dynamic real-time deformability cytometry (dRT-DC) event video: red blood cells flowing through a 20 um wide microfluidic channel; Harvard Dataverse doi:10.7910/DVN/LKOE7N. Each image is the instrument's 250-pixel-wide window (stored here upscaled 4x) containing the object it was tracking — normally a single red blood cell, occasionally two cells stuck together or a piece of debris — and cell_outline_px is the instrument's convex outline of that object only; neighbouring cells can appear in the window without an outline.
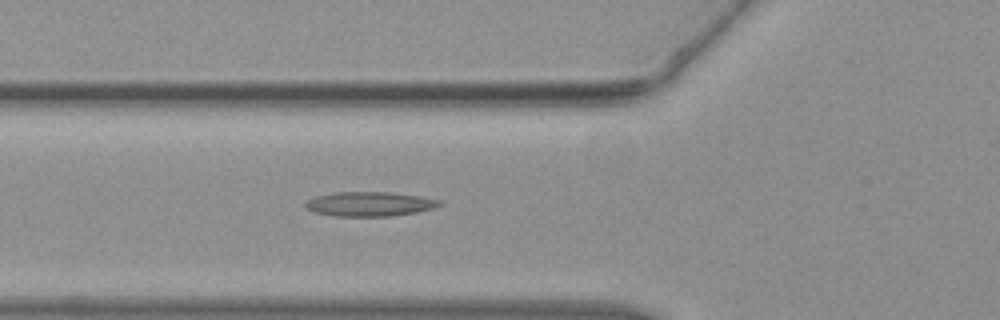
{"species": "common noctule bat (a hibernating species)", "species_latin": "Nyctalus noctula", "temperature_condition": "warm", "stored_images_in_passage": 45, "camera_frame_rate_fps": 3000, "um_per_image_px": 0.085, "animal": {"sex": "female", "body_mass_g": 19.3, "forearm_length_mm": 54.1}, "frame": {"image": 1, "passage_image": 16, "time_ms": 5.0, "image_size_px": [1000, 320], "cell_outline_px": [[444, 204], [436, 208], [416, 212], [392, 216], [332, 216], [316, 212], [308, 208], [304, 204], [308, 200], [316, 196], [336, 192], [388, 192], [420, 196], [440, 200]], "centroid_in_image_um": [31.47, 17.34], "position_along_channel_um": 94.3, "area_um2": 19.07}}
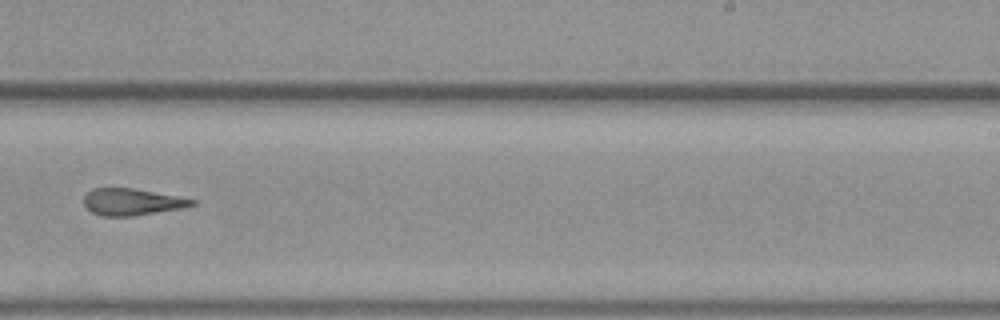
{"frame": {"image": 2, "passage_image": 28, "time_ms": 9.0, "image_size_px": [1000, 320], "cell_outline_px": [[196, 204], [184, 208], [132, 216], [100, 216], [92, 212], [84, 204], [84, 196], [92, 188], [132, 188], [176, 196], [196, 200]], "centroid_in_image_um": [11.21, 17.17], "position_along_channel_um": 277.8, "area_um2": 16.76}}
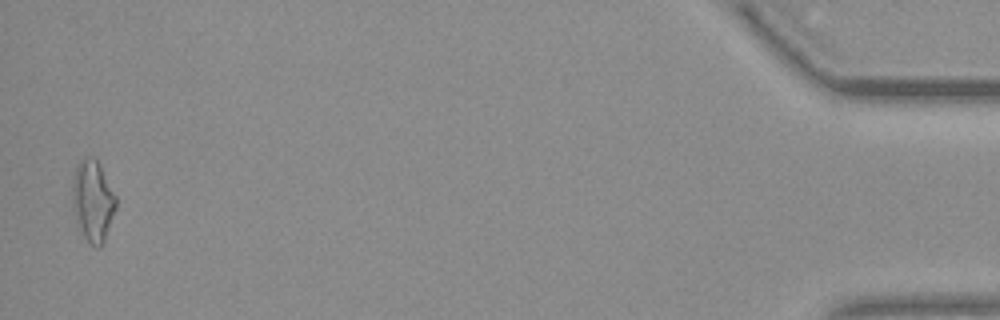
{"frame": {"image": 3, "passage_image": 44, "time_ms": 14.333, "image_size_px": [1000, 320], "cell_outline_px": [[116, 208], [104, 240], [100, 248], [96, 248], [84, 236], [76, 216], [72, 200], [72, 172], [76, 164], [84, 156], [92, 156], [100, 164], [116, 196]], "centroid_in_image_um": [7.88, 16.99], "position_along_channel_um": 427.3, "area_um2": 20.52}}